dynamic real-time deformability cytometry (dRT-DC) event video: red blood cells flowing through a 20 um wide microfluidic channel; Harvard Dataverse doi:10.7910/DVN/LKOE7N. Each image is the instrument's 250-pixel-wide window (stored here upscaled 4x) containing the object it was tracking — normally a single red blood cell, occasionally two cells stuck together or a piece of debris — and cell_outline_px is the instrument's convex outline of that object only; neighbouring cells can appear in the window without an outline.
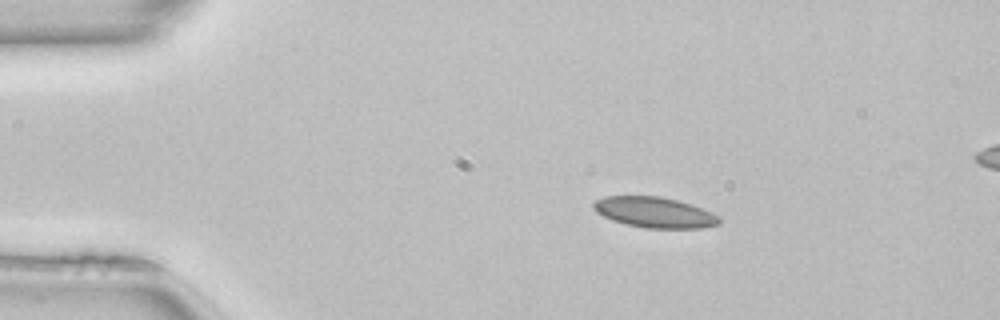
{"species": "common noctule bat (a hibernating species)", "species_latin": "Nyctalus noctula", "temperature_condition": "room temperature", "stored_images_in_passage": 43, "camera_frame_rate_fps": 3000, "um_per_image_px": 0.085, "animal": {"sex": "female", "body_mass_g": 22.7, "forearm_length_mm": 54.2}, "frame": {"image": 1, "passage_image": 1, "time_ms": 0.0, "image_size_px": [1000, 320], "cell_outline_px": [[720, 224], [700, 228], [644, 228], [624, 224], [612, 220], [596, 212], [592, 208], [592, 204], [596, 200], [604, 196], [660, 196], [692, 204], [712, 212], [720, 216]], "centroid_in_image_um": [55.63, 18.05], "position_along_channel_um": 29.4, "area_um2": 22.6}}
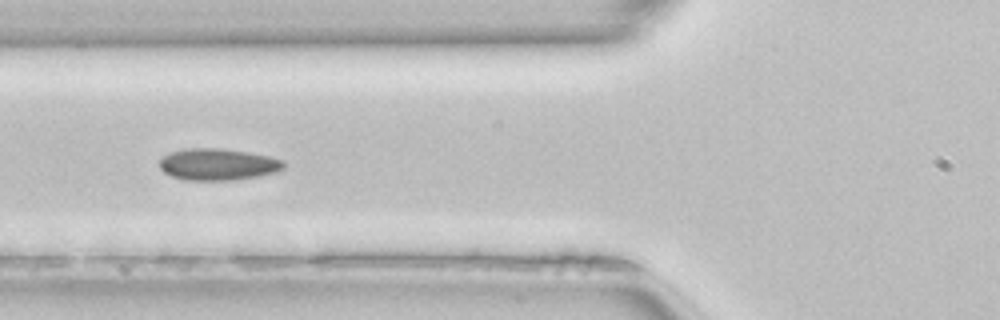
{"frame": {"image": 2, "passage_image": 11, "time_ms": 3.333, "image_size_px": [1000, 320], "cell_outline_px": [[284, 168], [276, 172], [256, 176], [232, 180], [188, 180], [172, 176], [164, 172], [160, 168], [160, 160], [164, 156], [172, 152], [188, 148], [220, 148], [248, 152], [268, 156], [284, 160]], "centroid_in_image_um": [18.53, 13.97], "position_along_channel_um": 107.3, "area_um2": 22.72}}
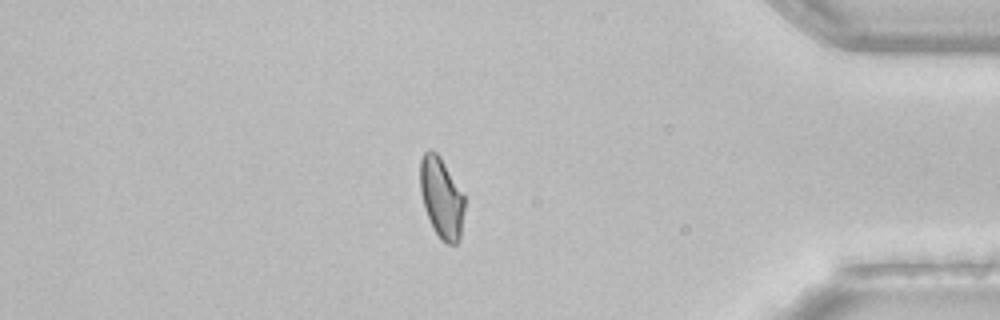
{"frame": {"image": 3, "passage_image": 35, "time_ms": 11.333, "image_size_px": [1000, 320], "cell_outline_px": [[464, 208], [460, 240], [456, 244], [448, 244], [440, 240], [432, 228], [424, 208], [420, 192], [420, 160], [424, 152], [428, 148], [432, 148], [440, 156], [464, 192]], "centroid_in_image_um": [37.52, 16.8], "position_along_channel_um": 397.7, "area_um2": 21.39}}